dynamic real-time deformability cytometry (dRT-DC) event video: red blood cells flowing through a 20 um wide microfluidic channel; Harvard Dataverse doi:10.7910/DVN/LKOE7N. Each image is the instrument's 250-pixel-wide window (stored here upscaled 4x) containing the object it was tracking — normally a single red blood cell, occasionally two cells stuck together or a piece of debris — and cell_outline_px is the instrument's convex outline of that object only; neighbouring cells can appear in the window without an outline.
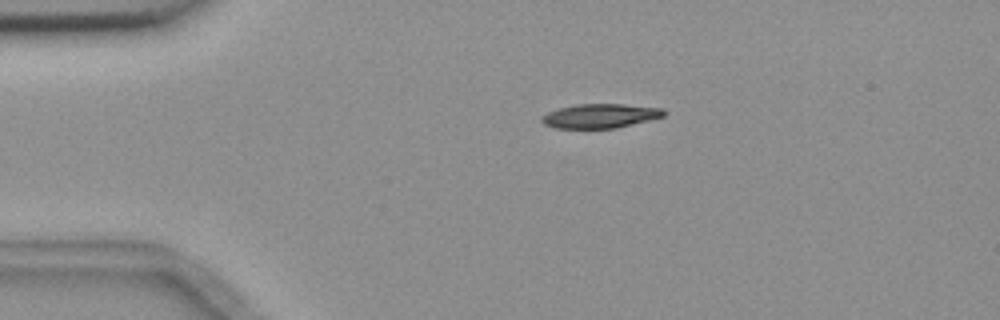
{"species": "common noctule bat (a hibernating species)", "species_latin": "Nyctalus noctula", "temperature_condition": "room temperature", "stored_images_in_passage": 2, "camera_frame_rate_fps": 3000, "um_per_image_px": 0.085, "animal": {"sex": "female", "body_mass_g": 18.4}, "frame": {"image": 1, "passage_image": 1, "time_ms": 0.0, "image_size_px": [1000, 320], "cell_outline_px": [[668, 112], [664, 116], [652, 120], [616, 128], [556, 128], [544, 124], [540, 120], [540, 116], [548, 112], [560, 108], [576, 104], [624, 104], [664, 108]], "centroid_in_image_um": [51.06, 9.85], "position_along_channel_um": 33.9, "area_um2": 17.46}}